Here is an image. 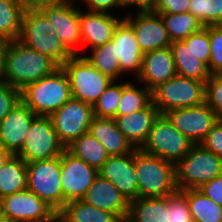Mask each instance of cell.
<instances>
[{
    "instance_id": "1",
    "label": "cell",
    "mask_w": 222,
    "mask_h": 222,
    "mask_svg": "<svg viewBox=\"0 0 222 222\" xmlns=\"http://www.w3.org/2000/svg\"><path fill=\"white\" fill-rule=\"evenodd\" d=\"M59 66L18 39L5 42V81L17 90L53 73Z\"/></svg>"
},
{
    "instance_id": "2",
    "label": "cell",
    "mask_w": 222,
    "mask_h": 222,
    "mask_svg": "<svg viewBox=\"0 0 222 222\" xmlns=\"http://www.w3.org/2000/svg\"><path fill=\"white\" fill-rule=\"evenodd\" d=\"M18 40L29 48L48 56L59 67H62L73 56L63 46L46 16L35 5H28L24 11Z\"/></svg>"
},
{
    "instance_id": "3",
    "label": "cell",
    "mask_w": 222,
    "mask_h": 222,
    "mask_svg": "<svg viewBox=\"0 0 222 222\" xmlns=\"http://www.w3.org/2000/svg\"><path fill=\"white\" fill-rule=\"evenodd\" d=\"M71 97L68 75L63 67L21 90V100L36 116H50Z\"/></svg>"
},
{
    "instance_id": "4",
    "label": "cell",
    "mask_w": 222,
    "mask_h": 222,
    "mask_svg": "<svg viewBox=\"0 0 222 222\" xmlns=\"http://www.w3.org/2000/svg\"><path fill=\"white\" fill-rule=\"evenodd\" d=\"M139 197H165L178 191L175 165L135 148Z\"/></svg>"
},
{
    "instance_id": "5",
    "label": "cell",
    "mask_w": 222,
    "mask_h": 222,
    "mask_svg": "<svg viewBox=\"0 0 222 222\" xmlns=\"http://www.w3.org/2000/svg\"><path fill=\"white\" fill-rule=\"evenodd\" d=\"M175 172L179 191L199 189L222 174V158L202 144H194L175 165Z\"/></svg>"
},
{
    "instance_id": "6",
    "label": "cell",
    "mask_w": 222,
    "mask_h": 222,
    "mask_svg": "<svg viewBox=\"0 0 222 222\" xmlns=\"http://www.w3.org/2000/svg\"><path fill=\"white\" fill-rule=\"evenodd\" d=\"M206 82L174 76L152 91V102L160 114L172 109L197 106L205 102Z\"/></svg>"
},
{
    "instance_id": "7",
    "label": "cell",
    "mask_w": 222,
    "mask_h": 222,
    "mask_svg": "<svg viewBox=\"0 0 222 222\" xmlns=\"http://www.w3.org/2000/svg\"><path fill=\"white\" fill-rule=\"evenodd\" d=\"M193 145L165 114H159L140 149L176 165Z\"/></svg>"
},
{
    "instance_id": "8",
    "label": "cell",
    "mask_w": 222,
    "mask_h": 222,
    "mask_svg": "<svg viewBox=\"0 0 222 222\" xmlns=\"http://www.w3.org/2000/svg\"><path fill=\"white\" fill-rule=\"evenodd\" d=\"M62 67L68 75L72 98L92 106L113 81L81 55L71 56Z\"/></svg>"
},
{
    "instance_id": "9",
    "label": "cell",
    "mask_w": 222,
    "mask_h": 222,
    "mask_svg": "<svg viewBox=\"0 0 222 222\" xmlns=\"http://www.w3.org/2000/svg\"><path fill=\"white\" fill-rule=\"evenodd\" d=\"M27 189L35 193L56 213L63 209L61 186V155L46 160L28 162Z\"/></svg>"
},
{
    "instance_id": "10",
    "label": "cell",
    "mask_w": 222,
    "mask_h": 222,
    "mask_svg": "<svg viewBox=\"0 0 222 222\" xmlns=\"http://www.w3.org/2000/svg\"><path fill=\"white\" fill-rule=\"evenodd\" d=\"M47 18L63 46L73 55H78L81 45L80 8L73 0L41 1L34 4Z\"/></svg>"
},
{
    "instance_id": "11",
    "label": "cell",
    "mask_w": 222,
    "mask_h": 222,
    "mask_svg": "<svg viewBox=\"0 0 222 222\" xmlns=\"http://www.w3.org/2000/svg\"><path fill=\"white\" fill-rule=\"evenodd\" d=\"M49 117L59 141L67 148L88 132L94 118L93 106L71 97Z\"/></svg>"
},
{
    "instance_id": "12",
    "label": "cell",
    "mask_w": 222,
    "mask_h": 222,
    "mask_svg": "<svg viewBox=\"0 0 222 222\" xmlns=\"http://www.w3.org/2000/svg\"><path fill=\"white\" fill-rule=\"evenodd\" d=\"M64 149L50 117L36 116L26 134L25 143L17 155L28 163L58 157Z\"/></svg>"
},
{
    "instance_id": "13",
    "label": "cell",
    "mask_w": 222,
    "mask_h": 222,
    "mask_svg": "<svg viewBox=\"0 0 222 222\" xmlns=\"http://www.w3.org/2000/svg\"><path fill=\"white\" fill-rule=\"evenodd\" d=\"M98 175L96 168L65 148L61 154L63 207L69 201L82 199Z\"/></svg>"
},
{
    "instance_id": "14",
    "label": "cell",
    "mask_w": 222,
    "mask_h": 222,
    "mask_svg": "<svg viewBox=\"0 0 222 222\" xmlns=\"http://www.w3.org/2000/svg\"><path fill=\"white\" fill-rule=\"evenodd\" d=\"M165 115L193 144H201L219 120L206 102L197 106L172 109Z\"/></svg>"
},
{
    "instance_id": "15",
    "label": "cell",
    "mask_w": 222,
    "mask_h": 222,
    "mask_svg": "<svg viewBox=\"0 0 222 222\" xmlns=\"http://www.w3.org/2000/svg\"><path fill=\"white\" fill-rule=\"evenodd\" d=\"M8 222H45L56 212L28 189L0 199Z\"/></svg>"
},
{
    "instance_id": "16",
    "label": "cell",
    "mask_w": 222,
    "mask_h": 222,
    "mask_svg": "<svg viewBox=\"0 0 222 222\" xmlns=\"http://www.w3.org/2000/svg\"><path fill=\"white\" fill-rule=\"evenodd\" d=\"M124 19L132 26L136 40L143 53L170 46L172 43L159 14L152 11H138Z\"/></svg>"
},
{
    "instance_id": "17",
    "label": "cell",
    "mask_w": 222,
    "mask_h": 222,
    "mask_svg": "<svg viewBox=\"0 0 222 222\" xmlns=\"http://www.w3.org/2000/svg\"><path fill=\"white\" fill-rule=\"evenodd\" d=\"M98 174L113 183L128 201L139 197L135 149L125 155L110 156L98 170Z\"/></svg>"
},
{
    "instance_id": "18",
    "label": "cell",
    "mask_w": 222,
    "mask_h": 222,
    "mask_svg": "<svg viewBox=\"0 0 222 222\" xmlns=\"http://www.w3.org/2000/svg\"><path fill=\"white\" fill-rule=\"evenodd\" d=\"M36 115L20 100L0 122V143L17 154L25 143L26 134Z\"/></svg>"
},
{
    "instance_id": "19",
    "label": "cell",
    "mask_w": 222,
    "mask_h": 222,
    "mask_svg": "<svg viewBox=\"0 0 222 222\" xmlns=\"http://www.w3.org/2000/svg\"><path fill=\"white\" fill-rule=\"evenodd\" d=\"M176 75L172 49L168 46L144 53L141 71L136 80L152 92Z\"/></svg>"
},
{
    "instance_id": "20",
    "label": "cell",
    "mask_w": 222,
    "mask_h": 222,
    "mask_svg": "<svg viewBox=\"0 0 222 222\" xmlns=\"http://www.w3.org/2000/svg\"><path fill=\"white\" fill-rule=\"evenodd\" d=\"M80 9V34L81 45H90L92 49L102 46L112 40L115 28L124 18L104 12L81 11Z\"/></svg>"
},
{
    "instance_id": "21",
    "label": "cell",
    "mask_w": 222,
    "mask_h": 222,
    "mask_svg": "<svg viewBox=\"0 0 222 222\" xmlns=\"http://www.w3.org/2000/svg\"><path fill=\"white\" fill-rule=\"evenodd\" d=\"M88 204L114 213L121 221L127 218L129 201L109 180L98 175L82 198Z\"/></svg>"
},
{
    "instance_id": "22",
    "label": "cell",
    "mask_w": 222,
    "mask_h": 222,
    "mask_svg": "<svg viewBox=\"0 0 222 222\" xmlns=\"http://www.w3.org/2000/svg\"><path fill=\"white\" fill-rule=\"evenodd\" d=\"M112 40L116 45L121 75L130 71L138 78L144 53L140 49L132 26L124 18L115 28Z\"/></svg>"
},
{
    "instance_id": "23",
    "label": "cell",
    "mask_w": 222,
    "mask_h": 222,
    "mask_svg": "<svg viewBox=\"0 0 222 222\" xmlns=\"http://www.w3.org/2000/svg\"><path fill=\"white\" fill-rule=\"evenodd\" d=\"M159 114V111L151 102L145 109L128 115L116 116L114 119L118 129L131 145L136 149H140Z\"/></svg>"
},
{
    "instance_id": "24",
    "label": "cell",
    "mask_w": 222,
    "mask_h": 222,
    "mask_svg": "<svg viewBox=\"0 0 222 222\" xmlns=\"http://www.w3.org/2000/svg\"><path fill=\"white\" fill-rule=\"evenodd\" d=\"M88 132L100 141L110 156L125 155L135 149L118 129L113 118L94 116Z\"/></svg>"
},
{
    "instance_id": "25",
    "label": "cell",
    "mask_w": 222,
    "mask_h": 222,
    "mask_svg": "<svg viewBox=\"0 0 222 222\" xmlns=\"http://www.w3.org/2000/svg\"><path fill=\"white\" fill-rule=\"evenodd\" d=\"M176 74L206 82L210 77L208 67L192 51V42L173 41L170 44Z\"/></svg>"
},
{
    "instance_id": "26",
    "label": "cell",
    "mask_w": 222,
    "mask_h": 222,
    "mask_svg": "<svg viewBox=\"0 0 222 222\" xmlns=\"http://www.w3.org/2000/svg\"><path fill=\"white\" fill-rule=\"evenodd\" d=\"M129 222H168L167 196L138 197L129 201Z\"/></svg>"
},
{
    "instance_id": "27",
    "label": "cell",
    "mask_w": 222,
    "mask_h": 222,
    "mask_svg": "<svg viewBox=\"0 0 222 222\" xmlns=\"http://www.w3.org/2000/svg\"><path fill=\"white\" fill-rule=\"evenodd\" d=\"M27 186L26 162L17 154H12L0 168V199L23 191Z\"/></svg>"
},
{
    "instance_id": "28",
    "label": "cell",
    "mask_w": 222,
    "mask_h": 222,
    "mask_svg": "<svg viewBox=\"0 0 222 222\" xmlns=\"http://www.w3.org/2000/svg\"><path fill=\"white\" fill-rule=\"evenodd\" d=\"M27 6L24 0H0V42L19 39Z\"/></svg>"
},
{
    "instance_id": "29",
    "label": "cell",
    "mask_w": 222,
    "mask_h": 222,
    "mask_svg": "<svg viewBox=\"0 0 222 222\" xmlns=\"http://www.w3.org/2000/svg\"><path fill=\"white\" fill-rule=\"evenodd\" d=\"M59 214L66 222H121L114 213L98 209L82 199L67 202Z\"/></svg>"
},
{
    "instance_id": "30",
    "label": "cell",
    "mask_w": 222,
    "mask_h": 222,
    "mask_svg": "<svg viewBox=\"0 0 222 222\" xmlns=\"http://www.w3.org/2000/svg\"><path fill=\"white\" fill-rule=\"evenodd\" d=\"M67 149L97 170H99L110 157L100 141L89 132L77 138Z\"/></svg>"
},
{
    "instance_id": "31",
    "label": "cell",
    "mask_w": 222,
    "mask_h": 222,
    "mask_svg": "<svg viewBox=\"0 0 222 222\" xmlns=\"http://www.w3.org/2000/svg\"><path fill=\"white\" fill-rule=\"evenodd\" d=\"M188 199L194 222H222V207L199 189L181 191Z\"/></svg>"
},
{
    "instance_id": "32",
    "label": "cell",
    "mask_w": 222,
    "mask_h": 222,
    "mask_svg": "<svg viewBox=\"0 0 222 222\" xmlns=\"http://www.w3.org/2000/svg\"><path fill=\"white\" fill-rule=\"evenodd\" d=\"M160 15L171 42L182 41L191 34L200 31L204 26L190 12L179 14L157 13Z\"/></svg>"
},
{
    "instance_id": "33",
    "label": "cell",
    "mask_w": 222,
    "mask_h": 222,
    "mask_svg": "<svg viewBox=\"0 0 222 222\" xmlns=\"http://www.w3.org/2000/svg\"><path fill=\"white\" fill-rule=\"evenodd\" d=\"M90 55L84 58L102 74L107 75L112 80L120 78L119 58H117L116 45L113 40H110L102 46H98L92 51Z\"/></svg>"
},
{
    "instance_id": "34",
    "label": "cell",
    "mask_w": 222,
    "mask_h": 222,
    "mask_svg": "<svg viewBox=\"0 0 222 222\" xmlns=\"http://www.w3.org/2000/svg\"><path fill=\"white\" fill-rule=\"evenodd\" d=\"M152 102V92L144 87H137L130 81L122 83V95L117 108V116L128 115L145 109Z\"/></svg>"
},
{
    "instance_id": "35",
    "label": "cell",
    "mask_w": 222,
    "mask_h": 222,
    "mask_svg": "<svg viewBox=\"0 0 222 222\" xmlns=\"http://www.w3.org/2000/svg\"><path fill=\"white\" fill-rule=\"evenodd\" d=\"M122 80L120 83L113 80L111 84L100 95L97 102L93 105L94 116L101 118H115L117 108L122 95Z\"/></svg>"
},
{
    "instance_id": "36",
    "label": "cell",
    "mask_w": 222,
    "mask_h": 222,
    "mask_svg": "<svg viewBox=\"0 0 222 222\" xmlns=\"http://www.w3.org/2000/svg\"><path fill=\"white\" fill-rule=\"evenodd\" d=\"M189 12L206 26L222 25V0H190Z\"/></svg>"
},
{
    "instance_id": "37",
    "label": "cell",
    "mask_w": 222,
    "mask_h": 222,
    "mask_svg": "<svg viewBox=\"0 0 222 222\" xmlns=\"http://www.w3.org/2000/svg\"><path fill=\"white\" fill-rule=\"evenodd\" d=\"M210 60L208 70L211 75H222V25L209 26Z\"/></svg>"
},
{
    "instance_id": "38",
    "label": "cell",
    "mask_w": 222,
    "mask_h": 222,
    "mask_svg": "<svg viewBox=\"0 0 222 222\" xmlns=\"http://www.w3.org/2000/svg\"><path fill=\"white\" fill-rule=\"evenodd\" d=\"M168 222H194L189 210L188 199L177 191L167 196Z\"/></svg>"
},
{
    "instance_id": "39",
    "label": "cell",
    "mask_w": 222,
    "mask_h": 222,
    "mask_svg": "<svg viewBox=\"0 0 222 222\" xmlns=\"http://www.w3.org/2000/svg\"><path fill=\"white\" fill-rule=\"evenodd\" d=\"M205 102L222 119V75H210L206 81Z\"/></svg>"
},
{
    "instance_id": "40",
    "label": "cell",
    "mask_w": 222,
    "mask_h": 222,
    "mask_svg": "<svg viewBox=\"0 0 222 222\" xmlns=\"http://www.w3.org/2000/svg\"><path fill=\"white\" fill-rule=\"evenodd\" d=\"M183 42H192V51L197 56V59L202 61L207 67L210 60V41H209V26L203 27L200 31L191 34Z\"/></svg>"
},
{
    "instance_id": "41",
    "label": "cell",
    "mask_w": 222,
    "mask_h": 222,
    "mask_svg": "<svg viewBox=\"0 0 222 222\" xmlns=\"http://www.w3.org/2000/svg\"><path fill=\"white\" fill-rule=\"evenodd\" d=\"M21 100V91L7 82L0 84V122Z\"/></svg>"
},
{
    "instance_id": "42",
    "label": "cell",
    "mask_w": 222,
    "mask_h": 222,
    "mask_svg": "<svg viewBox=\"0 0 222 222\" xmlns=\"http://www.w3.org/2000/svg\"><path fill=\"white\" fill-rule=\"evenodd\" d=\"M206 149L222 158V119H219L201 143Z\"/></svg>"
},
{
    "instance_id": "43",
    "label": "cell",
    "mask_w": 222,
    "mask_h": 222,
    "mask_svg": "<svg viewBox=\"0 0 222 222\" xmlns=\"http://www.w3.org/2000/svg\"><path fill=\"white\" fill-rule=\"evenodd\" d=\"M190 0H159L154 13L179 14L189 12Z\"/></svg>"
},
{
    "instance_id": "44",
    "label": "cell",
    "mask_w": 222,
    "mask_h": 222,
    "mask_svg": "<svg viewBox=\"0 0 222 222\" xmlns=\"http://www.w3.org/2000/svg\"><path fill=\"white\" fill-rule=\"evenodd\" d=\"M199 190L222 207V174L205 183Z\"/></svg>"
},
{
    "instance_id": "45",
    "label": "cell",
    "mask_w": 222,
    "mask_h": 222,
    "mask_svg": "<svg viewBox=\"0 0 222 222\" xmlns=\"http://www.w3.org/2000/svg\"><path fill=\"white\" fill-rule=\"evenodd\" d=\"M83 4L86 3L87 10L93 11V12H104L108 13L110 10H113L117 8L120 9V7L123 9L124 6V0H83Z\"/></svg>"
},
{
    "instance_id": "46",
    "label": "cell",
    "mask_w": 222,
    "mask_h": 222,
    "mask_svg": "<svg viewBox=\"0 0 222 222\" xmlns=\"http://www.w3.org/2000/svg\"><path fill=\"white\" fill-rule=\"evenodd\" d=\"M159 0H124V6L139 8L137 11H152L158 4ZM137 6V7H136Z\"/></svg>"
},
{
    "instance_id": "47",
    "label": "cell",
    "mask_w": 222,
    "mask_h": 222,
    "mask_svg": "<svg viewBox=\"0 0 222 222\" xmlns=\"http://www.w3.org/2000/svg\"><path fill=\"white\" fill-rule=\"evenodd\" d=\"M5 81V42H0V84Z\"/></svg>"
},
{
    "instance_id": "48",
    "label": "cell",
    "mask_w": 222,
    "mask_h": 222,
    "mask_svg": "<svg viewBox=\"0 0 222 222\" xmlns=\"http://www.w3.org/2000/svg\"><path fill=\"white\" fill-rule=\"evenodd\" d=\"M11 155L12 153L0 143V168Z\"/></svg>"
},
{
    "instance_id": "49",
    "label": "cell",
    "mask_w": 222,
    "mask_h": 222,
    "mask_svg": "<svg viewBox=\"0 0 222 222\" xmlns=\"http://www.w3.org/2000/svg\"><path fill=\"white\" fill-rule=\"evenodd\" d=\"M45 222H66V220L59 213H55L48 221Z\"/></svg>"
},
{
    "instance_id": "50",
    "label": "cell",
    "mask_w": 222,
    "mask_h": 222,
    "mask_svg": "<svg viewBox=\"0 0 222 222\" xmlns=\"http://www.w3.org/2000/svg\"><path fill=\"white\" fill-rule=\"evenodd\" d=\"M28 5H34L41 1H51V0H24Z\"/></svg>"
},
{
    "instance_id": "51",
    "label": "cell",
    "mask_w": 222,
    "mask_h": 222,
    "mask_svg": "<svg viewBox=\"0 0 222 222\" xmlns=\"http://www.w3.org/2000/svg\"><path fill=\"white\" fill-rule=\"evenodd\" d=\"M0 222H8L7 218L5 217V215L3 214L2 208L0 206Z\"/></svg>"
},
{
    "instance_id": "52",
    "label": "cell",
    "mask_w": 222,
    "mask_h": 222,
    "mask_svg": "<svg viewBox=\"0 0 222 222\" xmlns=\"http://www.w3.org/2000/svg\"><path fill=\"white\" fill-rule=\"evenodd\" d=\"M121 222H129L127 219H123Z\"/></svg>"
}]
</instances>
